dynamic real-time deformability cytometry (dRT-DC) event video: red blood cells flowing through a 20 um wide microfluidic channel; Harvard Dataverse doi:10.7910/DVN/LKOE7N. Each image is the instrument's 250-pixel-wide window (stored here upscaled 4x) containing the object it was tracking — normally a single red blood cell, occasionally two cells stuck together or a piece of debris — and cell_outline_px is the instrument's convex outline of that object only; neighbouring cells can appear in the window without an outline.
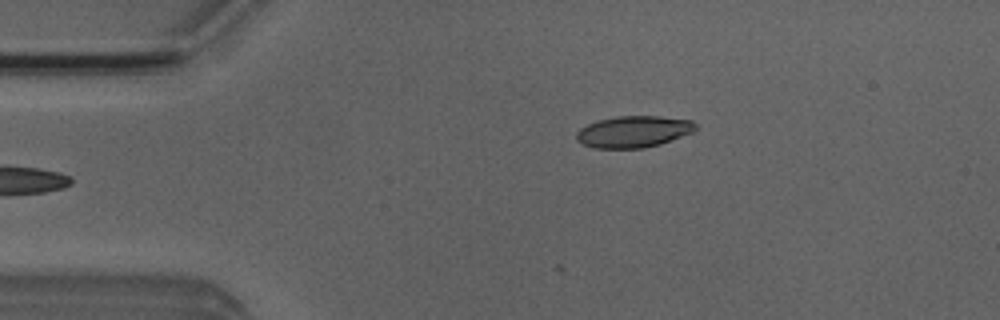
{"species": "Egyptian fruit bat (a non-hibernating species)", "species_latin": "Rousettus aegyptiacus", "temperature_condition": "room temperature", "stored_images_in_passage": 2, "camera_frame_rate_fps": 3000, "um_per_image_px": 0.085, "animal": {"sex": "male"}, "frame": {"image": 1, "passage_image": 1, "time_ms": 0.0, "image_size_px": [1000, 320], "cell_outline_px": [[696, 128], [692, 132], [660, 144], [644, 148], [596, 148], [584, 144], [576, 140], [576, 132], [580, 128], [596, 120], [616, 116], [660, 116], [692, 120], [696, 124]], "centroid_in_image_um": [53.83, 11.18], "position_along_channel_um": 31.2, "area_um2": 21.91}}